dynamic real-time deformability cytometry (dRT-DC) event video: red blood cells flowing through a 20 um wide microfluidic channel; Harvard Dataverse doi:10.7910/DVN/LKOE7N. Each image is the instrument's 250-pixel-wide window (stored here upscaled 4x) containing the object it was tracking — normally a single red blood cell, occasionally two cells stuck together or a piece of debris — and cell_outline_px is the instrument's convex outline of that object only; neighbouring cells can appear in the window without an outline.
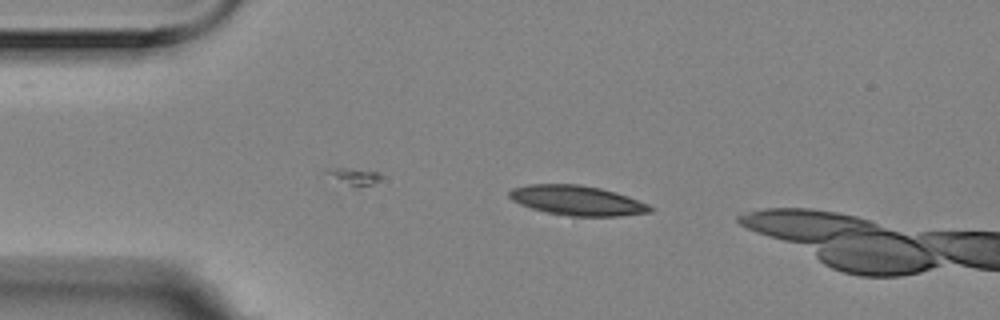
{"species": "Egyptian fruit bat (a non-hibernating species)", "species_latin": "Rousettus aegyptiacus", "temperature_condition": "room temperature", "stored_images_in_passage": 4, "camera_frame_rate_fps": 3000, "um_per_image_px": 0.085, "animal": {"sex": "female"}, "frame": {"image": 1, "passage_image": 2, "time_ms": 0.333, "image_size_px": [1000, 320], "cell_outline_px": [[656, 208], [652, 212], [620, 216], [568, 216], [548, 212], [532, 208], [520, 204], [512, 200], [508, 196], [508, 192], [512, 188], [528, 184], [580, 184], [600, 188], [616, 192], [628, 196], [648, 204]], "centroid_in_image_um": [49.08, 17.04], "position_along_channel_um": 35.9, "area_um2": 24.57}}